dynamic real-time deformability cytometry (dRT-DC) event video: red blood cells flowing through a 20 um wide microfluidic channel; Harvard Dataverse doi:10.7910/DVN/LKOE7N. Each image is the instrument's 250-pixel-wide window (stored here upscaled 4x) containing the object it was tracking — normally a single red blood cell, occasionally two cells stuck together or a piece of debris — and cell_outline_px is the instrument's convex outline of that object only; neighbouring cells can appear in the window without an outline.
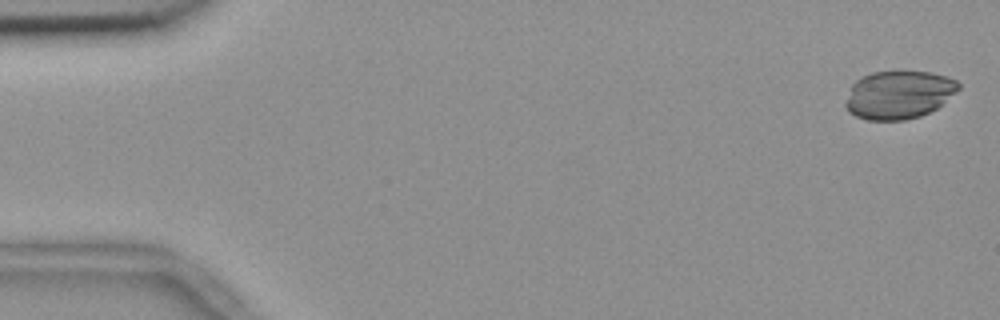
{"species": "common noctule bat (a hibernating species)", "species_latin": "Nyctalus noctula", "temperature_condition": "room temperature", "stored_images_in_passage": 1, "camera_frame_rate_fps": 3000, "um_per_image_px": 0.085, "animal": {"sex": "female", "body_mass_g": 18.4}, "frame": {"image": 1, "passage_image": 1, "time_ms": 0.0, "image_size_px": [1000, 320], "cell_outline_px": [[944, 92], [932, 108], [924, 112], [912, 116], [864, 116], [856, 112], [852, 108], [928, 76], [936, 76]], "centroid_in_image_um": [76.91, 8.49], "position_along_channel_um": 8.1, "area_um2": 15.14}}